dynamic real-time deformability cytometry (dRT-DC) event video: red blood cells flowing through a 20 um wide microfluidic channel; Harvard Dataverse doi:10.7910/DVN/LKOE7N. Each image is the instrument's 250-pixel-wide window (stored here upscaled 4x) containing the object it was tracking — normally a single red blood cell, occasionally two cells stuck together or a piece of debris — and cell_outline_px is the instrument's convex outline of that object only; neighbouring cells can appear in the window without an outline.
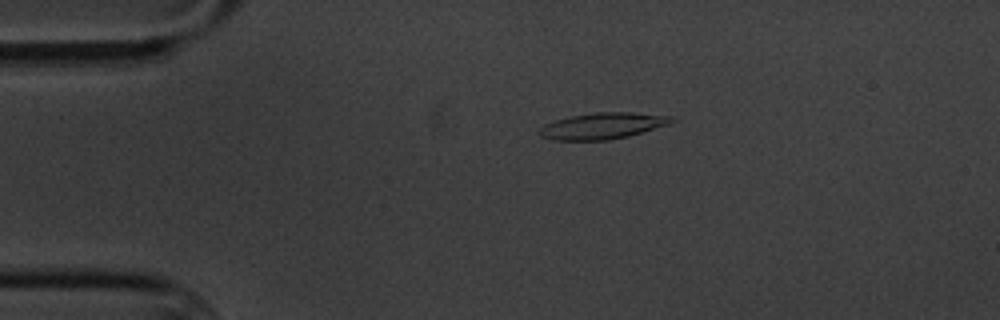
{"species": "common noctule bat (a hibernating species)", "species_latin": "Nyctalus noctula", "temperature_condition": "cold", "stored_images_in_passage": 6, "camera_frame_rate_fps": 3000, "um_per_image_px": 0.085, "animal": {"sex": "male", "body_mass_g": 20.1, "forearm_length_mm": 53.5}, "frame": {"image": 1, "passage_image": 4, "time_ms": 3.333, "image_size_px": [1000, 320], "cell_outline_px": [[680, 120], [668, 124], [628, 136], [608, 140], [552, 140], [540, 136], [536, 132], [544, 124], [556, 120], [572, 116], [596, 112], [632, 112], [672, 116]], "centroid_in_image_um": [51.22, 10.69], "position_along_channel_um": 33.8, "area_um2": 20.29}}